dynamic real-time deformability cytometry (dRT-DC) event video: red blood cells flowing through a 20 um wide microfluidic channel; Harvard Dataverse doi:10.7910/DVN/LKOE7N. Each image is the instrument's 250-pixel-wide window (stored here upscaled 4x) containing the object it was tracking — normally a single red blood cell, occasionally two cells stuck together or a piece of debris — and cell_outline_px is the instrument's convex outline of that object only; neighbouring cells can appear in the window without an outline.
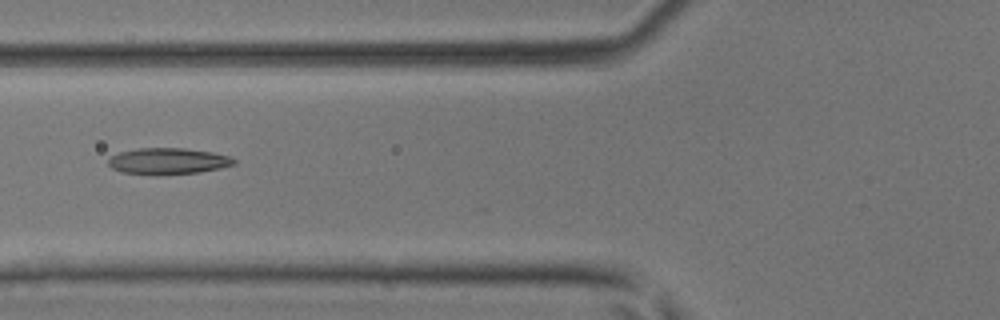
{"species": "common noctule bat (a hibernating species)", "species_latin": "Nyctalus noctula", "temperature_condition": "room temperature", "stored_images_in_passage": 6, "camera_frame_rate_fps": 3000, "um_per_image_px": 0.085, "animal": {"sex": "male", "body_mass_g": 17.9, "forearm_length_mm": 54.2}, "frame": {"image": 1, "passage_image": 4, "time_ms": 1.0, "image_size_px": [1000, 320], "cell_outline_px": [[236, 164], [220, 168], [200, 172], [156, 176], [120, 172], [112, 168], [108, 164], [108, 160], [112, 156], [120, 152], [136, 148], [184, 148], [212, 152], [228, 156], [236, 160]], "centroid_in_image_um": [14.26, 13.71], "position_along_channel_um": 111.5, "area_um2": 19.54}}